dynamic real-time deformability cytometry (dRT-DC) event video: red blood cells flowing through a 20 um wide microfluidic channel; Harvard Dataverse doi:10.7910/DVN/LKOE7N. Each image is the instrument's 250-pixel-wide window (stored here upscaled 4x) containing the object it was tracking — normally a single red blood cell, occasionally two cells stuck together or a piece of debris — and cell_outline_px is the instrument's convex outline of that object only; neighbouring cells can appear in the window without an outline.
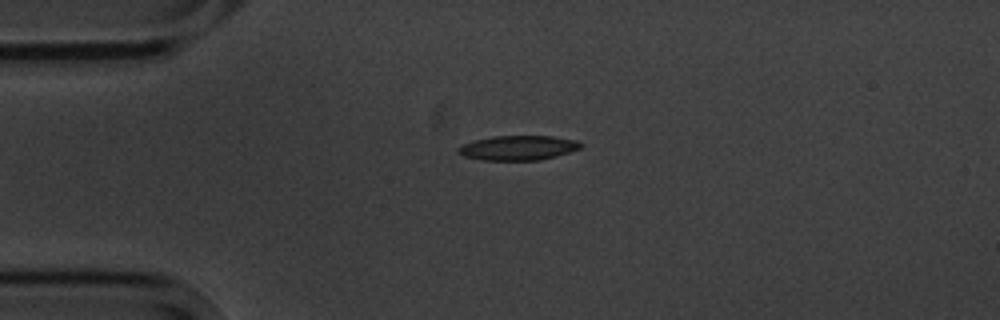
{"species": "common noctule bat (a hibernating species)", "species_latin": "Nyctalus noctula", "temperature_condition": "cold", "stored_images_in_passage": 2, "camera_frame_rate_fps": 3000, "um_per_image_px": 0.085, "animal": {"sex": "male", "body_mass_g": 20.1, "forearm_length_mm": 53.5}, "frame": {"image": 1, "passage_image": 1, "time_ms": 0.0, "image_size_px": [1000, 320], "cell_outline_px": [[584, 144], [580, 148], [556, 156], [540, 160], [480, 160], [464, 156], [456, 152], [456, 148], [460, 144], [472, 140], [492, 136], [552, 136], [576, 140]], "centroid_in_image_um": [43.97, 12.56], "position_along_channel_um": 41.0, "area_um2": 17.8}}